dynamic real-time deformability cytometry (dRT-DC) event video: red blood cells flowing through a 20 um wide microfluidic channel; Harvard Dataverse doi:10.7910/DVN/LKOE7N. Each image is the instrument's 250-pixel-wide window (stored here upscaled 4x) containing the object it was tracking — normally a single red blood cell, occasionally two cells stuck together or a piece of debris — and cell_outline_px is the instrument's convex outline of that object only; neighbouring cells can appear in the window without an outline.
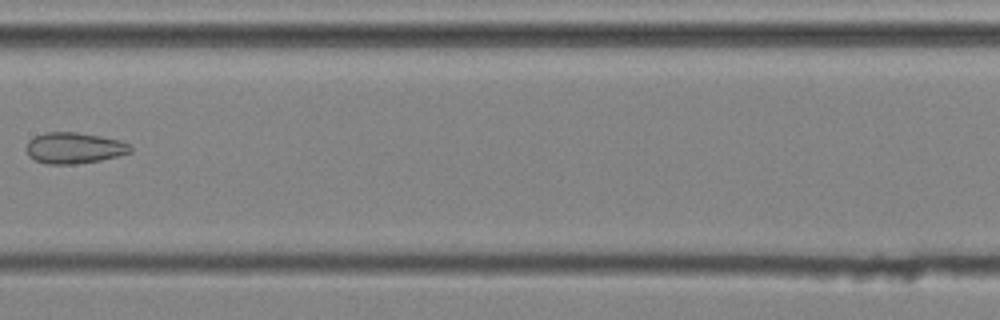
{"species": "common noctule bat (a hibernating species)", "species_latin": "Nyctalus noctula", "temperature_condition": "cold", "stored_images_in_passage": 8, "camera_frame_rate_fps": 3000, "um_per_image_px": 0.085, "animal": {"sex": "male", "body_mass_g": 20.4}, "frame": {"image": 1, "passage_image": 7, "time_ms": 2.0, "image_size_px": [1000, 320], "cell_outline_px": [[132, 152], [120, 156], [100, 160], [76, 164], [48, 164], [36, 160], [28, 156], [24, 148], [28, 140], [36, 136], [48, 132], [76, 132], [100, 136], [120, 140], [128, 144], [132, 148]], "centroid_in_image_um": [6.29, 12.58], "position_along_channel_um": 201.1, "area_um2": 18.96}}
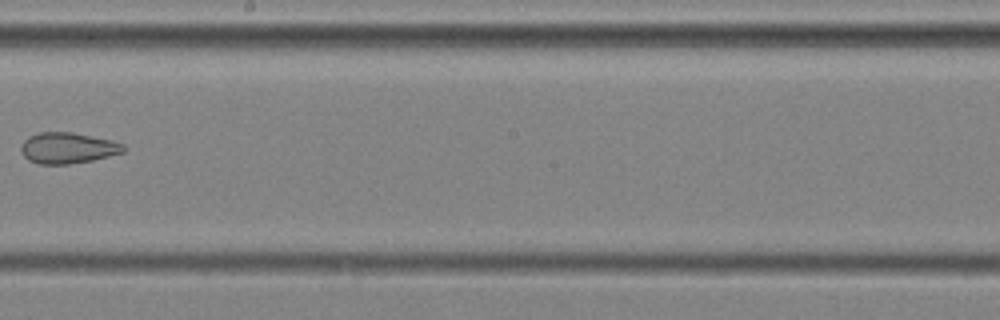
{"frame": {"image": 2, "passage_image": 8, "time_ms": 2.333, "image_size_px": [1000, 320], "cell_outline_px": [[128, 148], [124, 152], [92, 160], [68, 164], [40, 164], [28, 160], [24, 156], [20, 148], [24, 140], [28, 136], [40, 132], [72, 132], [112, 140], [124, 144]], "centroid_in_image_um": [5.77, 12.57], "position_along_channel_um": 242.4, "area_um2": 18.55}}